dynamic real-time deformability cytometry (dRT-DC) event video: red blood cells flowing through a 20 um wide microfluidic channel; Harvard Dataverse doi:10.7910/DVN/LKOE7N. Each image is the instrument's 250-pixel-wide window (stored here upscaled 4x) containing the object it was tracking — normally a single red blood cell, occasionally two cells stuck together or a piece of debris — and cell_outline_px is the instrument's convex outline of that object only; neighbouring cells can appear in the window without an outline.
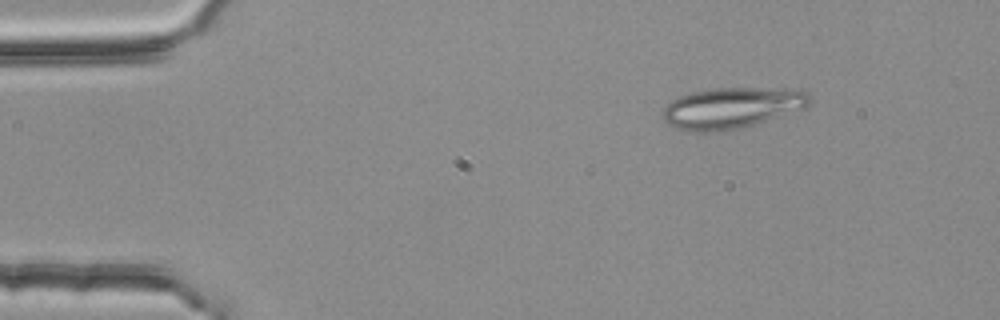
{"species": "common noctule bat (a hibernating species)", "species_latin": "Nyctalus noctula", "temperature_condition": "room temperature", "stored_images_in_passage": 3, "camera_frame_rate_fps": 3000, "um_per_image_px": 0.085, "animal": {"sex": "female", "body_mass_g": 25.1}, "frame": {"image": 1, "passage_image": 1, "time_ms": 0.0, "image_size_px": [1000, 320], "cell_outline_px": [[812, 100], [804, 108], [740, 128], [720, 132], [688, 132], [676, 128], [668, 124], [664, 120], [660, 112], [672, 100], [680, 96], [692, 92], [712, 88], [792, 88], [808, 92], [812, 96]], "centroid_in_image_um": [62.18, 9.17], "position_along_channel_um": 22.8, "area_um2": 35.32}}